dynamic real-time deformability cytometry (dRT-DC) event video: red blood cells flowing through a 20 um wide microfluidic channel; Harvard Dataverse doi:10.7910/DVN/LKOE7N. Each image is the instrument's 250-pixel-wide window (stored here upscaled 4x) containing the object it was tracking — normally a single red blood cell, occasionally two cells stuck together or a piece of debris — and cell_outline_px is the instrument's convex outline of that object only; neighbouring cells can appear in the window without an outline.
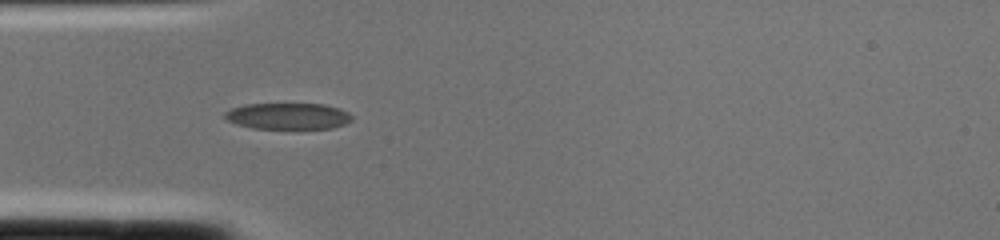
{"species": "common noctule bat (a hibernating species)", "species_latin": "Nyctalus noctula", "temperature_condition": "cold", "stored_images_in_passage": 2, "camera_frame_rate_fps": 3000, "um_per_image_px": 0.085, "animal": {"sex": "female", "body_mass_g": 22.0, "forearm_length_mm": 56.7}, "frame": {"image": 1, "passage_image": 2, "time_ms": 0.333, "image_size_px": [1000, 240], "cell_outline_px": [[352, 120], [344, 124], [332, 128], [252, 128], [236, 124], [224, 120], [224, 112], [232, 108], [244, 104], [324, 104], [340, 108], [348, 112], [352, 116]], "centroid_in_image_um": [24.45, 9.86], "position_along_channel_um": 60.6, "area_um2": 19.54}}